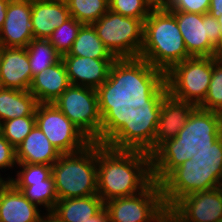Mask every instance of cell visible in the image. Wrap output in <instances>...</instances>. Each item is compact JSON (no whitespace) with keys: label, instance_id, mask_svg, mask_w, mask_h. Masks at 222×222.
Here are the masks:
<instances>
[{"label":"cell","instance_id":"42","mask_svg":"<svg viewBox=\"0 0 222 222\" xmlns=\"http://www.w3.org/2000/svg\"><path fill=\"white\" fill-rule=\"evenodd\" d=\"M216 57L222 58V25H220V39L219 43L216 46Z\"/></svg>","mask_w":222,"mask_h":222},{"label":"cell","instance_id":"13","mask_svg":"<svg viewBox=\"0 0 222 222\" xmlns=\"http://www.w3.org/2000/svg\"><path fill=\"white\" fill-rule=\"evenodd\" d=\"M171 209L185 222H220L222 221V191L218 187L186 195Z\"/></svg>","mask_w":222,"mask_h":222},{"label":"cell","instance_id":"36","mask_svg":"<svg viewBox=\"0 0 222 222\" xmlns=\"http://www.w3.org/2000/svg\"><path fill=\"white\" fill-rule=\"evenodd\" d=\"M109 220L107 210L105 207L93 217L87 219L85 222H107Z\"/></svg>","mask_w":222,"mask_h":222},{"label":"cell","instance_id":"37","mask_svg":"<svg viewBox=\"0 0 222 222\" xmlns=\"http://www.w3.org/2000/svg\"><path fill=\"white\" fill-rule=\"evenodd\" d=\"M10 0H0V30L5 22L7 5Z\"/></svg>","mask_w":222,"mask_h":222},{"label":"cell","instance_id":"33","mask_svg":"<svg viewBox=\"0 0 222 222\" xmlns=\"http://www.w3.org/2000/svg\"><path fill=\"white\" fill-rule=\"evenodd\" d=\"M198 152L192 157L194 162L203 168L222 169V135L212 144L197 148Z\"/></svg>","mask_w":222,"mask_h":222},{"label":"cell","instance_id":"14","mask_svg":"<svg viewBox=\"0 0 222 222\" xmlns=\"http://www.w3.org/2000/svg\"><path fill=\"white\" fill-rule=\"evenodd\" d=\"M222 135V113L196 107L186 125L173 138L177 143H188L196 148L212 146Z\"/></svg>","mask_w":222,"mask_h":222},{"label":"cell","instance_id":"24","mask_svg":"<svg viewBox=\"0 0 222 222\" xmlns=\"http://www.w3.org/2000/svg\"><path fill=\"white\" fill-rule=\"evenodd\" d=\"M93 59H116L105 47L93 25L83 24L68 54Z\"/></svg>","mask_w":222,"mask_h":222},{"label":"cell","instance_id":"39","mask_svg":"<svg viewBox=\"0 0 222 222\" xmlns=\"http://www.w3.org/2000/svg\"><path fill=\"white\" fill-rule=\"evenodd\" d=\"M153 8H168L172 0H147Z\"/></svg>","mask_w":222,"mask_h":222},{"label":"cell","instance_id":"25","mask_svg":"<svg viewBox=\"0 0 222 222\" xmlns=\"http://www.w3.org/2000/svg\"><path fill=\"white\" fill-rule=\"evenodd\" d=\"M17 190L39 208L43 207L46 212H52L58 197L55 190L54 178L51 175L44 181L37 182H10Z\"/></svg>","mask_w":222,"mask_h":222},{"label":"cell","instance_id":"19","mask_svg":"<svg viewBox=\"0 0 222 222\" xmlns=\"http://www.w3.org/2000/svg\"><path fill=\"white\" fill-rule=\"evenodd\" d=\"M198 152L193 144L177 143L174 139L166 141L152 155L153 181L160 184L175 168Z\"/></svg>","mask_w":222,"mask_h":222},{"label":"cell","instance_id":"10","mask_svg":"<svg viewBox=\"0 0 222 222\" xmlns=\"http://www.w3.org/2000/svg\"><path fill=\"white\" fill-rule=\"evenodd\" d=\"M36 125L61 154L85 149L92 141L53 103H38Z\"/></svg>","mask_w":222,"mask_h":222},{"label":"cell","instance_id":"29","mask_svg":"<svg viewBox=\"0 0 222 222\" xmlns=\"http://www.w3.org/2000/svg\"><path fill=\"white\" fill-rule=\"evenodd\" d=\"M222 113V58L213 57V73L204 101L198 106Z\"/></svg>","mask_w":222,"mask_h":222},{"label":"cell","instance_id":"32","mask_svg":"<svg viewBox=\"0 0 222 222\" xmlns=\"http://www.w3.org/2000/svg\"><path fill=\"white\" fill-rule=\"evenodd\" d=\"M109 10L126 17L146 19L153 7L147 0H108Z\"/></svg>","mask_w":222,"mask_h":222},{"label":"cell","instance_id":"6","mask_svg":"<svg viewBox=\"0 0 222 222\" xmlns=\"http://www.w3.org/2000/svg\"><path fill=\"white\" fill-rule=\"evenodd\" d=\"M58 200L97 194V142L71 154H61L52 165Z\"/></svg>","mask_w":222,"mask_h":222},{"label":"cell","instance_id":"16","mask_svg":"<svg viewBox=\"0 0 222 222\" xmlns=\"http://www.w3.org/2000/svg\"><path fill=\"white\" fill-rule=\"evenodd\" d=\"M32 79L26 48L0 46L1 87L29 90Z\"/></svg>","mask_w":222,"mask_h":222},{"label":"cell","instance_id":"35","mask_svg":"<svg viewBox=\"0 0 222 222\" xmlns=\"http://www.w3.org/2000/svg\"><path fill=\"white\" fill-rule=\"evenodd\" d=\"M16 149L8 142V140L1 134L0 135V170L2 169L13 170L14 166H17ZM0 180L5 181V178L1 176Z\"/></svg>","mask_w":222,"mask_h":222},{"label":"cell","instance_id":"3","mask_svg":"<svg viewBox=\"0 0 222 222\" xmlns=\"http://www.w3.org/2000/svg\"><path fill=\"white\" fill-rule=\"evenodd\" d=\"M190 57L174 14L168 8H153L144 21L139 60L129 71L132 83L157 82Z\"/></svg>","mask_w":222,"mask_h":222},{"label":"cell","instance_id":"44","mask_svg":"<svg viewBox=\"0 0 222 222\" xmlns=\"http://www.w3.org/2000/svg\"><path fill=\"white\" fill-rule=\"evenodd\" d=\"M155 222H167L165 213H163Z\"/></svg>","mask_w":222,"mask_h":222},{"label":"cell","instance_id":"34","mask_svg":"<svg viewBox=\"0 0 222 222\" xmlns=\"http://www.w3.org/2000/svg\"><path fill=\"white\" fill-rule=\"evenodd\" d=\"M211 0H172L168 6L170 11H183L197 14L209 12Z\"/></svg>","mask_w":222,"mask_h":222},{"label":"cell","instance_id":"20","mask_svg":"<svg viewBox=\"0 0 222 222\" xmlns=\"http://www.w3.org/2000/svg\"><path fill=\"white\" fill-rule=\"evenodd\" d=\"M70 85L66 66L61 59L33 76L29 92L38 103H53Z\"/></svg>","mask_w":222,"mask_h":222},{"label":"cell","instance_id":"26","mask_svg":"<svg viewBox=\"0 0 222 222\" xmlns=\"http://www.w3.org/2000/svg\"><path fill=\"white\" fill-rule=\"evenodd\" d=\"M32 76L58 63L62 56L48 39L34 38L26 47Z\"/></svg>","mask_w":222,"mask_h":222},{"label":"cell","instance_id":"27","mask_svg":"<svg viewBox=\"0 0 222 222\" xmlns=\"http://www.w3.org/2000/svg\"><path fill=\"white\" fill-rule=\"evenodd\" d=\"M70 15L82 24L92 25L109 10L108 0H65Z\"/></svg>","mask_w":222,"mask_h":222},{"label":"cell","instance_id":"2","mask_svg":"<svg viewBox=\"0 0 222 222\" xmlns=\"http://www.w3.org/2000/svg\"><path fill=\"white\" fill-rule=\"evenodd\" d=\"M153 182L151 155L127 132L97 142V195L105 202L136 195Z\"/></svg>","mask_w":222,"mask_h":222},{"label":"cell","instance_id":"15","mask_svg":"<svg viewBox=\"0 0 222 222\" xmlns=\"http://www.w3.org/2000/svg\"><path fill=\"white\" fill-rule=\"evenodd\" d=\"M33 39L31 0H10L0 30V46L26 48Z\"/></svg>","mask_w":222,"mask_h":222},{"label":"cell","instance_id":"18","mask_svg":"<svg viewBox=\"0 0 222 222\" xmlns=\"http://www.w3.org/2000/svg\"><path fill=\"white\" fill-rule=\"evenodd\" d=\"M70 17L65 0H31V28L34 38L48 39Z\"/></svg>","mask_w":222,"mask_h":222},{"label":"cell","instance_id":"23","mask_svg":"<svg viewBox=\"0 0 222 222\" xmlns=\"http://www.w3.org/2000/svg\"><path fill=\"white\" fill-rule=\"evenodd\" d=\"M38 105L29 90L21 91L0 88V121H8L23 116H35Z\"/></svg>","mask_w":222,"mask_h":222},{"label":"cell","instance_id":"40","mask_svg":"<svg viewBox=\"0 0 222 222\" xmlns=\"http://www.w3.org/2000/svg\"><path fill=\"white\" fill-rule=\"evenodd\" d=\"M39 222H62V221L52 212H45L41 216Z\"/></svg>","mask_w":222,"mask_h":222},{"label":"cell","instance_id":"21","mask_svg":"<svg viewBox=\"0 0 222 222\" xmlns=\"http://www.w3.org/2000/svg\"><path fill=\"white\" fill-rule=\"evenodd\" d=\"M60 155L61 153L51 144L36 124L23 142L16 148L17 163L52 166Z\"/></svg>","mask_w":222,"mask_h":222},{"label":"cell","instance_id":"7","mask_svg":"<svg viewBox=\"0 0 222 222\" xmlns=\"http://www.w3.org/2000/svg\"><path fill=\"white\" fill-rule=\"evenodd\" d=\"M144 21L145 19L126 17L108 10L92 24L105 47L129 71L139 60Z\"/></svg>","mask_w":222,"mask_h":222},{"label":"cell","instance_id":"38","mask_svg":"<svg viewBox=\"0 0 222 222\" xmlns=\"http://www.w3.org/2000/svg\"><path fill=\"white\" fill-rule=\"evenodd\" d=\"M164 213L167 217V222H185L171 208H166Z\"/></svg>","mask_w":222,"mask_h":222},{"label":"cell","instance_id":"17","mask_svg":"<svg viewBox=\"0 0 222 222\" xmlns=\"http://www.w3.org/2000/svg\"><path fill=\"white\" fill-rule=\"evenodd\" d=\"M41 210L9 181H0V222H39Z\"/></svg>","mask_w":222,"mask_h":222},{"label":"cell","instance_id":"43","mask_svg":"<svg viewBox=\"0 0 222 222\" xmlns=\"http://www.w3.org/2000/svg\"><path fill=\"white\" fill-rule=\"evenodd\" d=\"M212 17L218 19V23L222 25V10L209 11L208 12Z\"/></svg>","mask_w":222,"mask_h":222},{"label":"cell","instance_id":"5","mask_svg":"<svg viewBox=\"0 0 222 222\" xmlns=\"http://www.w3.org/2000/svg\"><path fill=\"white\" fill-rule=\"evenodd\" d=\"M71 85L90 87L106 94L126 115L134 87L129 70L117 59L63 55Z\"/></svg>","mask_w":222,"mask_h":222},{"label":"cell","instance_id":"45","mask_svg":"<svg viewBox=\"0 0 222 222\" xmlns=\"http://www.w3.org/2000/svg\"><path fill=\"white\" fill-rule=\"evenodd\" d=\"M1 127H2V122L0 121V135H1Z\"/></svg>","mask_w":222,"mask_h":222},{"label":"cell","instance_id":"22","mask_svg":"<svg viewBox=\"0 0 222 222\" xmlns=\"http://www.w3.org/2000/svg\"><path fill=\"white\" fill-rule=\"evenodd\" d=\"M105 207L97 195L58 200L52 213L62 222H85Z\"/></svg>","mask_w":222,"mask_h":222},{"label":"cell","instance_id":"1","mask_svg":"<svg viewBox=\"0 0 222 222\" xmlns=\"http://www.w3.org/2000/svg\"><path fill=\"white\" fill-rule=\"evenodd\" d=\"M196 107L172 97L157 82L134 85L126 132L152 155L177 136Z\"/></svg>","mask_w":222,"mask_h":222},{"label":"cell","instance_id":"41","mask_svg":"<svg viewBox=\"0 0 222 222\" xmlns=\"http://www.w3.org/2000/svg\"><path fill=\"white\" fill-rule=\"evenodd\" d=\"M222 10V0H211L209 11Z\"/></svg>","mask_w":222,"mask_h":222},{"label":"cell","instance_id":"30","mask_svg":"<svg viewBox=\"0 0 222 222\" xmlns=\"http://www.w3.org/2000/svg\"><path fill=\"white\" fill-rule=\"evenodd\" d=\"M36 124L35 116H23L2 122L1 134L16 149Z\"/></svg>","mask_w":222,"mask_h":222},{"label":"cell","instance_id":"12","mask_svg":"<svg viewBox=\"0 0 222 222\" xmlns=\"http://www.w3.org/2000/svg\"><path fill=\"white\" fill-rule=\"evenodd\" d=\"M171 12L176 18L188 54L191 57H216V46L220 39L218 19L209 13Z\"/></svg>","mask_w":222,"mask_h":222},{"label":"cell","instance_id":"8","mask_svg":"<svg viewBox=\"0 0 222 222\" xmlns=\"http://www.w3.org/2000/svg\"><path fill=\"white\" fill-rule=\"evenodd\" d=\"M213 73V57H190L174 65L157 83L172 97L199 106Z\"/></svg>","mask_w":222,"mask_h":222},{"label":"cell","instance_id":"4","mask_svg":"<svg viewBox=\"0 0 222 222\" xmlns=\"http://www.w3.org/2000/svg\"><path fill=\"white\" fill-rule=\"evenodd\" d=\"M53 104L92 142H112L126 132L127 115L99 90L70 85Z\"/></svg>","mask_w":222,"mask_h":222},{"label":"cell","instance_id":"11","mask_svg":"<svg viewBox=\"0 0 222 222\" xmlns=\"http://www.w3.org/2000/svg\"><path fill=\"white\" fill-rule=\"evenodd\" d=\"M111 222H155L166 209L160 184L153 181L142 192L105 202Z\"/></svg>","mask_w":222,"mask_h":222},{"label":"cell","instance_id":"28","mask_svg":"<svg viewBox=\"0 0 222 222\" xmlns=\"http://www.w3.org/2000/svg\"><path fill=\"white\" fill-rule=\"evenodd\" d=\"M82 25L71 16L52 32L48 40L61 56L69 53Z\"/></svg>","mask_w":222,"mask_h":222},{"label":"cell","instance_id":"9","mask_svg":"<svg viewBox=\"0 0 222 222\" xmlns=\"http://www.w3.org/2000/svg\"><path fill=\"white\" fill-rule=\"evenodd\" d=\"M221 183V168H203L189 159L175 168L160 186L165 206L171 208L182 197L218 188Z\"/></svg>","mask_w":222,"mask_h":222},{"label":"cell","instance_id":"31","mask_svg":"<svg viewBox=\"0 0 222 222\" xmlns=\"http://www.w3.org/2000/svg\"><path fill=\"white\" fill-rule=\"evenodd\" d=\"M16 169H18V171H15V178L14 176L10 177L8 175L5 181L37 182L44 181L52 175V166L46 164L18 163Z\"/></svg>","mask_w":222,"mask_h":222}]
</instances>
